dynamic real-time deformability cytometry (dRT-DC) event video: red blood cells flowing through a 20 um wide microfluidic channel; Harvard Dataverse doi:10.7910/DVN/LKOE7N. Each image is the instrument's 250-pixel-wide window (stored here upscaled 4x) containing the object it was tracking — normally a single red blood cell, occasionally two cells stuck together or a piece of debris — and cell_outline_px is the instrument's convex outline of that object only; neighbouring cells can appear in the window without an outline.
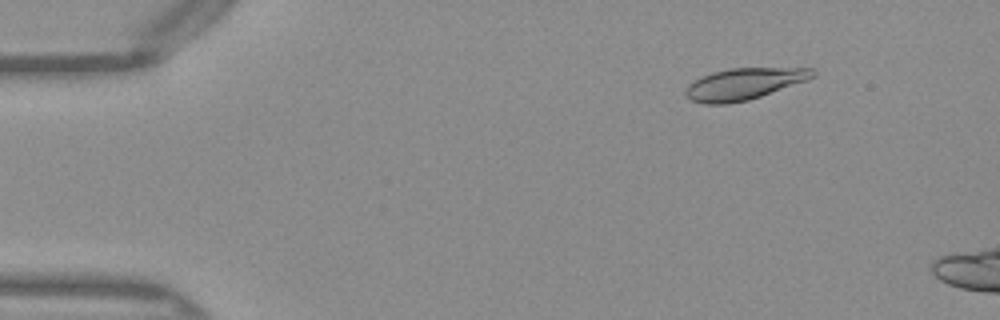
{"species": "Egyptian fruit bat (a non-hibernating species)", "species_latin": "Rousettus aegyptiacus", "temperature_condition": "warm", "stored_images_in_passage": 12, "camera_frame_rate_fps": 3000, "um_per_image_px": 0.085, "frame": {"image": 1, "passage_image": 7, "time_ms": 2.0, "image_size_px": [1000, 320], "cell_outline_px": [[816, 76], [808, 80], [748, 100], [728, 104], [704, 104], [692, 100], [684, 92], [688, 84], [700, 76], [712, 72], [728, 68], [816, 68]], "centroid_in_image_um": [63.25, 7.12], "position_along_channel_um": 21.8, "area_um2": 23.47}}